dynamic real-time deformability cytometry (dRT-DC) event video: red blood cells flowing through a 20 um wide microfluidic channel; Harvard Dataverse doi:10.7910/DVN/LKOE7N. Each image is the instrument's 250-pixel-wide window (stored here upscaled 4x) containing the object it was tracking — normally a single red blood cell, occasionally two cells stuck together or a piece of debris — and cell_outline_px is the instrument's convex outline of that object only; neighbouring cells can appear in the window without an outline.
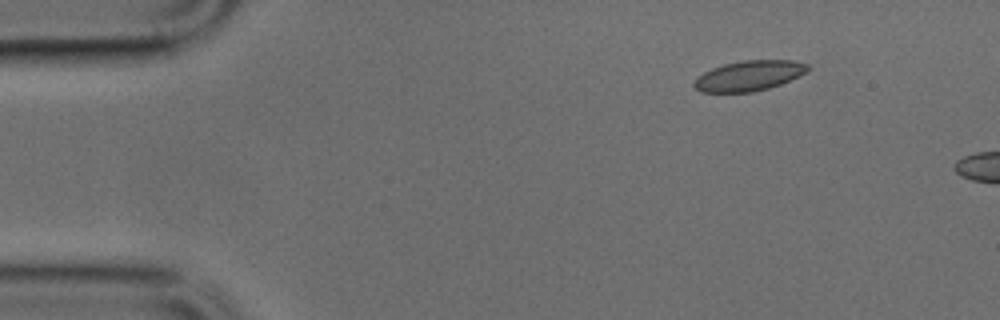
{"species": "common noctule bat (a hibernating species)", "species_latin": "Nyctalus noctula", "temperature_condition": "cold", "stored_images_in_passage": 5, "camera_frame_rate_fps": 3000, "um_per_image_px": 0.085, "animal": {"sex": "male", "body_mass_g": 17.9, "forearm_length_mm": 54.2}, "frame": {"image": 1, "passage_image": 1, "time_ms": 0.0, "image_size_px": [1000, 320], "cell_outline_px": [[812, 68], [800, 76], [780, 84], [768, 88], [752, 92], [700, 92], [692, 84], [704, 72], [712, 68], [724, 64], [744, 60], [792, 60], [808, 64]], "centroid_in_image_um": [63.71, 6.43], "position_along_channel_um": 21.3, "area_um2": 19.94}}